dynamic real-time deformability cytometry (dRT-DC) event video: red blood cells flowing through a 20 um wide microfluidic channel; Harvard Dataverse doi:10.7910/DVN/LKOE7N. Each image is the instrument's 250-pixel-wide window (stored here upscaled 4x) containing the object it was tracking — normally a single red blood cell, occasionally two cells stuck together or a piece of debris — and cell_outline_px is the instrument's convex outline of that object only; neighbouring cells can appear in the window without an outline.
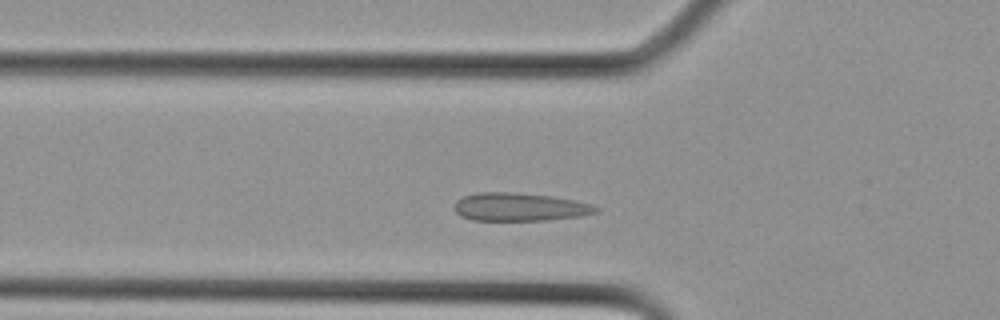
{"species": "Egyptian fruit bat (a non-hibernating species)", "species_latin": "Rousettus aegyptiacus", "temperature_condition": "cold", "stored_images_in_passage": 21, "camera_frame_rate_fps": 3000, "um_per_image_px": 0.085, "animal": {"sex": "female"}, "frame": {"image": 1, "passage_image": 2, "time_ms": 0.333, "image_size_px": [1000, 320], "cell_outline_px": [[600, 212], [580, 216], [548, 220], [472, 220], [460, 216], [452, 208], [452, 204], [456, 200], [464, 196], [476, 192], [512, 192], [552, 196], [576, 200], [592, 204], [600, 208]], "centroid_in_image_um": [44.16, 17.59], "position_along_channel_um": 81.6, "area_um2": 23.58}}
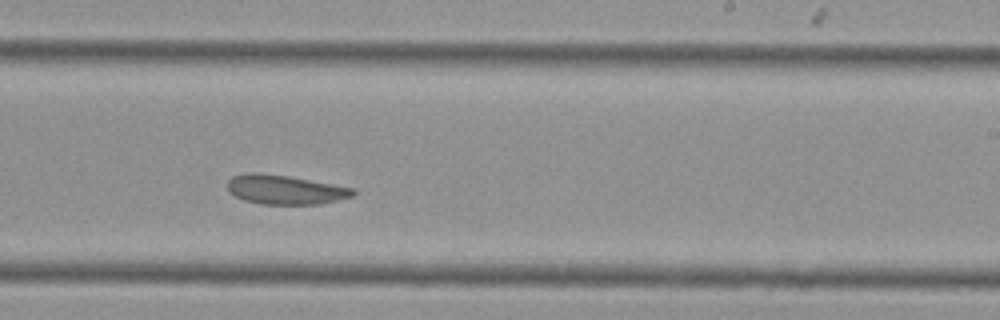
{"frame": {"image": 2, "passage_image": 10, "time_ms": 3.0, "image_size_px": [1000, 320], "cell_outline_px": [[356, 192], [352, 196], [320, 204], [260, 204], [244, 200], [228, 192], [228, 180], [232, 176], [248, 172], [260, 172], [288, 176], [356, 188]], "centroid_in_image_um": [24.22, 16.11], "position_along_channel_um": 264.8, "area_um2": 21.5}}
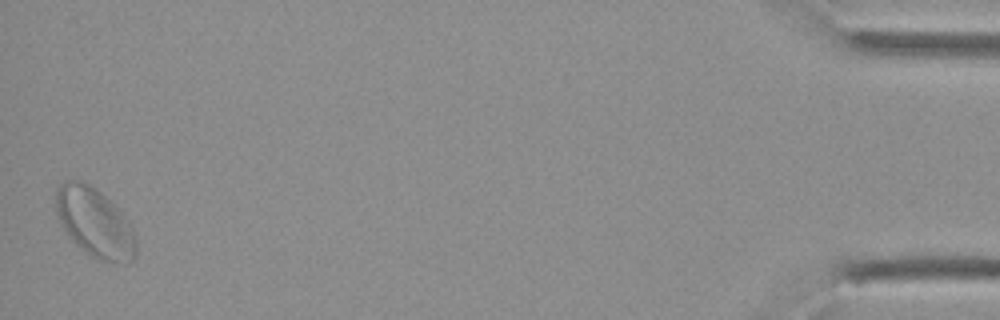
{"frame": {"image": 3, "passage_image": 21, "time_ms": 6.667, "image_size_px": [1000, 320], "cell_outline_px": [[136, 252], [132, 260], [100, 260], [92, 256], [80, 248], [68, 236], [56, 212], [56, 188], [60, 184], [68, 180], [80, 180], [88, 184], [100, 192], [132, 224], [136, 240]], "centroid_in_image_um": [8.03, 18.89], "position_along_channel_um": 427.2, "area_um2": 31.56}}